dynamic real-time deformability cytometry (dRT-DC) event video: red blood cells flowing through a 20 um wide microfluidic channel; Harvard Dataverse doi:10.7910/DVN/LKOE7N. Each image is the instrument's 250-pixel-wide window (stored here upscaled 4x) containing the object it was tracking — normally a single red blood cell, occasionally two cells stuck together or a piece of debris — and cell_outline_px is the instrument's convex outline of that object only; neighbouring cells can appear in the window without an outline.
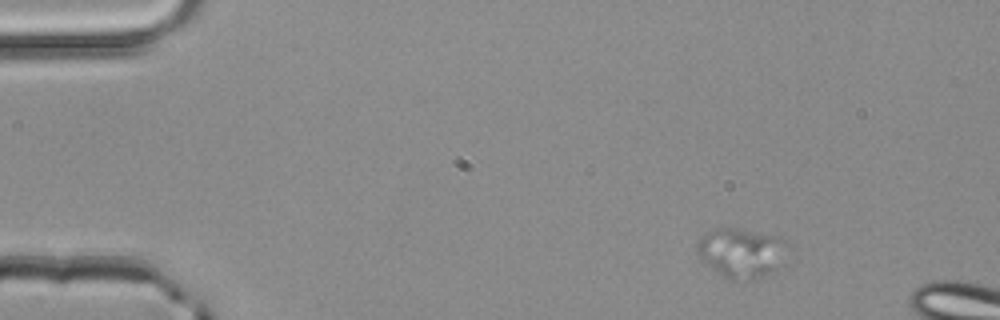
{"species": "common noctule bat (a hibernating species)", "species_latin": "Nyctalus noctula", "temperature_condition": "room temperature", "stored_images_in_passage": 4, "segment_of_instrument_passage": [1, 2], "camera_frame_rate_fps": 3000, "um_per_image_px": 0.085, "animal": {"sex": "male", "body_mass_g": 20.4}, "frame": {"image": 1, "passage_image": 2, "time_ms": 0.333, "image_size_px": [1000, 320], "cell_outline_px": [[784, 244], [776, 268], [772, 272], [744, 284], [728, 280], [712, 268], [696, 252], [696, 244], [712, 228], [724, 224], [780, 236], [784, 240]], "centroid_in_image_um": [62.93, 21.46], "position_along_channel_um": 22.1, "area_um2": 26.36}}